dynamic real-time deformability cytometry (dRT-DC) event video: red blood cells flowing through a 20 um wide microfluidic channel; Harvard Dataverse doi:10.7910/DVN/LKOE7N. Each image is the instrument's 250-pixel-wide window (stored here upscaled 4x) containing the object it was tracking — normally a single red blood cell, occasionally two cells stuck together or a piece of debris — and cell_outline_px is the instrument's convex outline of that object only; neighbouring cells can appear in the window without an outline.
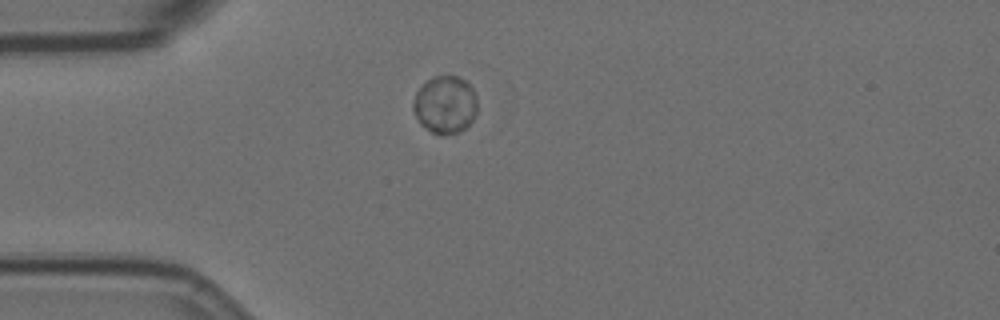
{"species": "Egyptian fruit bat (a non-hibernating species)", "species_latin": "Rousettus aegyptiacus", "temperature_condition": "room temperature", "stored_images_in_passage": 45, "camera_frame_rate_fps": 3000, "um_per_image_px": 0.085, "animal": {"sex": "female"}, "frame": {"image": 1, "passage_image": 1, "time_ms": 0.0, "image_size_px": [1000, 320], "cell_outline_px": [[476, 112], [472, 120], [460, 132], [440, 136], [424, 128], [420, 124], [412, 108], [412, 100], [416, 92], [432, 76], [460, 76], [472, 88], [476, 96]], "centroid_in_image_um": [37.81, 8.91], "position_along_channel_um": 47.2, "area_um2": 21.62}}
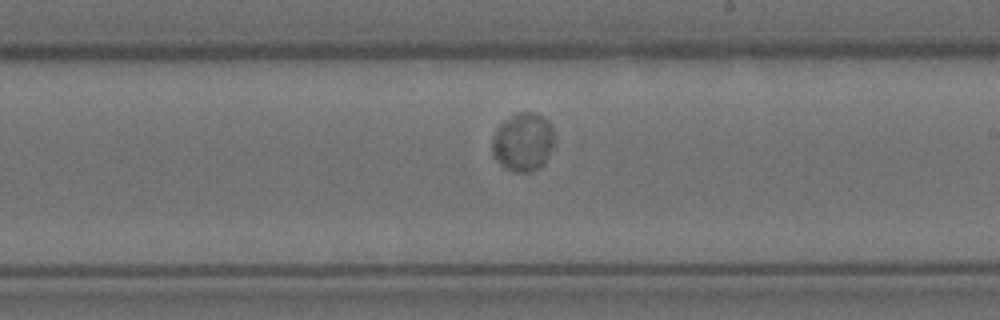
{"frame": {"image": 2, "passage_image": 20, "time_ms": 6.333, "image_size_px": [1000, 320], "cell_outline_px": [[552, 148], [544, 164], [540, 168], [528, 172], [516, 172], [504, 168], [492, 156], [492, 136], [500, 124], [504, 120], [516, 112], [532, 112], [548, 120], [552, 124]], "centroid_in_image_um": [44.43, 12.08], "position_along_channel_um": 244.6, "area_um2": 21.27}}
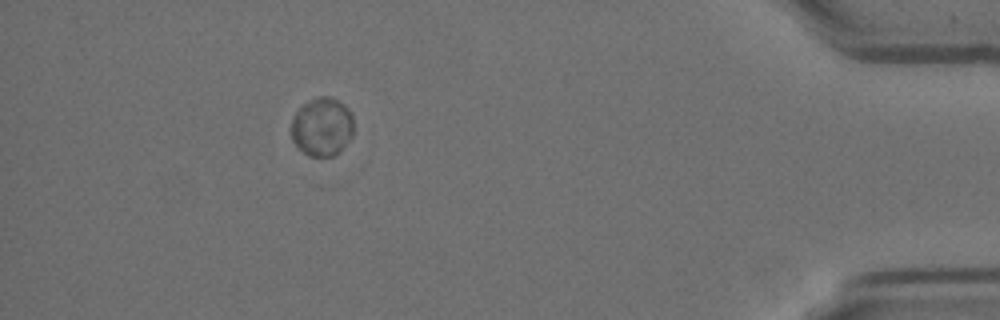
{"frame": {"image": 3, "passage_image": 39, "time_ms": 12.667, "image_size_px": [1000, 320], "cell_outline_px": [[352, 136], [332, 156], [308, 156], [292, 140], [292, 116], [304, 104], [316, 96], [332, 96], [344, 104], [352, 116]], "centroid_in_image_um": [27.36, 10.74], "position_along_channel_um": 407.8, "area_um2": 20.92}, "authors_computed_cell_mechanics": {"area_um2": 21.2704, "velocity_mm_per_s": 3.3897, "shape_relaxation_time_tau1_ms": 0.0123, "shape_relaxation_time_tau2_ms": null, "deformation_change_tau1": 0.0055, "deformation_change_tau2": null}}